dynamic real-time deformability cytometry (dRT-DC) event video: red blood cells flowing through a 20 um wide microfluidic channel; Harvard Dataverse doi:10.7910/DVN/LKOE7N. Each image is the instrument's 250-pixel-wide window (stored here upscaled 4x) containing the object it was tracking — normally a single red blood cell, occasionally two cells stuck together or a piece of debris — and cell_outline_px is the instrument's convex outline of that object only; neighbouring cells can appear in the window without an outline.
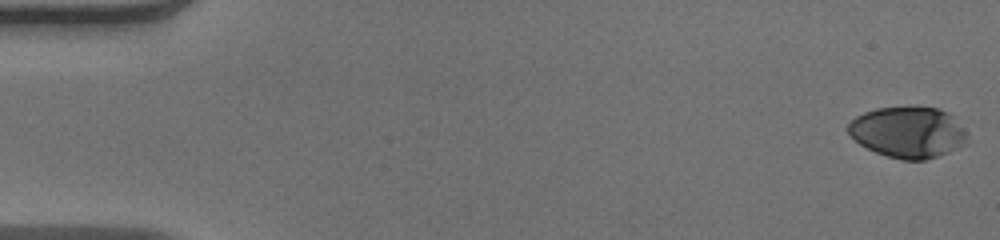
{"species": "human", "species_latin": "Homo sapiens", "temperature_condition": "warm", "stored_images_in_passage": 53, "camera_frame_rate_fps": 3000, "um_per_image_px": 0.085, "donor": {"sex": "male"}, "frame": {"image": 1, "passage_image": 1, "time_ms": 0.0, "image_size_px": [1000, 240], "cell_outline_px": [[964, 136], [948, 152], [924, 160], [904, 160], [888, 156], [876, 152], [860, 144], [844, 128], [856, 116], [864, 112], [876, 108], [936, 108], [948, 112], [952, 116], [964, 132]], "centroid_in_image_um": [77.05, 11.23], "position_along_channel_um": 7.9, "area_um2": 34.16}}
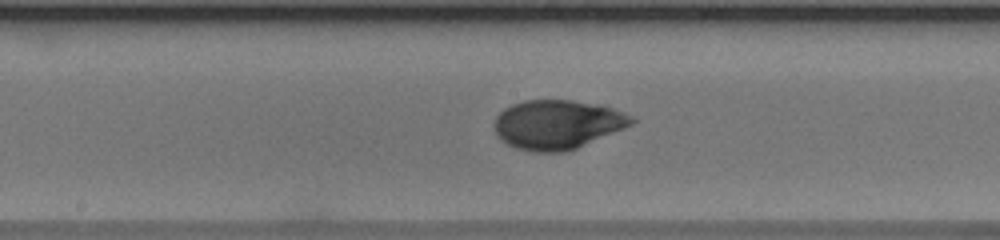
{"frame": {"image": 2, "passage_image": 28, "time_ms": 9.0, "image_size_px": [1000, 240], "cell_outline_px": [[636, 120], [632, 124], [624, 128], [576, 148], [564, 152], [532, 152], [516, 148], [500, 140], [496, 136], [496, 116], [504, 108], [512, 104], [524, 100], [572, 100], [600, 104], [612, 108], [632, 116]], "centroid_in_image_um": [47.36, 10.58], "position_along_channel_um": 200.8, "area_um2": 39.25}}
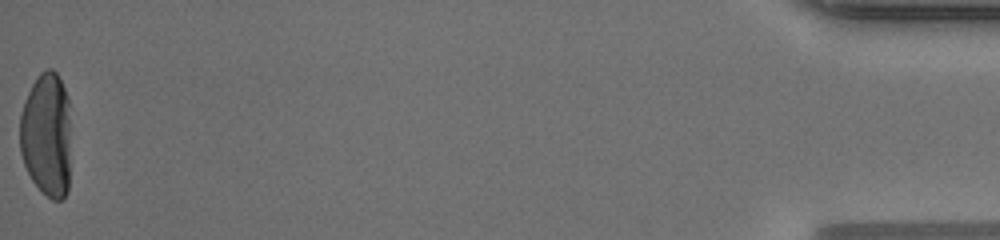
{"frame": {"image": 3, "passage_image": 53, "time_ms": 17.333, "image_size_px": [1000, 240], "cell_outline_px": [[68, 192], [60, 200], [52, 200], [32, 180], [24, 164], [20, 152], [20, 116], [24, 100], [36, 76], [44, 68], [52, 68], [56, 72], [64, 88], [68, 100]], "centroid_in_image_um": [3.93, 11.41], "position_along_channel_um": 431.3, "area_um2": 36.65}, "authors_computed_cell_mechanics": {"area_um2": 37.3966, "velocity_mm_per_s": 3.9515, "shape_relaxation_time_tau1_ms": 5.4652, "shape_relaxation_time_tau2_ms": null, "deformation_change_tau1": 0.2519, "deformation_change_tau2": null}}